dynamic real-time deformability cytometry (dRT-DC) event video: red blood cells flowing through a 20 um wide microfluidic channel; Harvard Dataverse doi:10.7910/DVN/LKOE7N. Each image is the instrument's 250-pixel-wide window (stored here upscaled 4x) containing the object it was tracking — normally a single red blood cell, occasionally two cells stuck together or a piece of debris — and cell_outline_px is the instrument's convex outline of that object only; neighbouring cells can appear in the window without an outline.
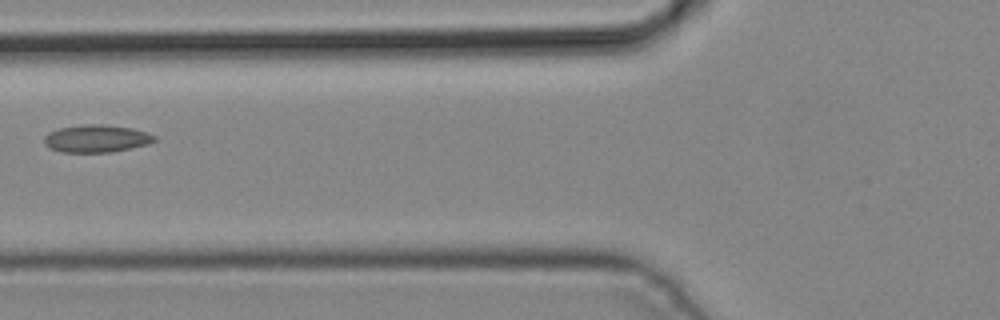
{"species": "common noctule bat (a hibernating species)", "species_latin": "Nyctalus noctula", "temperature_condition": "cold", "stored_images_in_passage": 6, "camera_frame_rate_fps": 3000, "um_per_image_px": 0.085, "animal": {"sex": "male", "body_mass_g": 19.2, "forearm_length_mm": 51.8}, "frame": {"image": 1, "passage_image": 6, "time_ms": 1.667, "image_size_px": [1000, 320], "cell_outline_px": [[156, 140], [148, 144], [112, 152], [60, 152], [48, 148], [44, 144], [44, 136], [48, 132], [60, 128], [84, 124], [100, 124], [132, 128], [148, 132], [156, 136]], "centroid_in_image_um": [8.18, 11.78], "position_along_channel_um": 117.6, "area_um2": 17.8}}